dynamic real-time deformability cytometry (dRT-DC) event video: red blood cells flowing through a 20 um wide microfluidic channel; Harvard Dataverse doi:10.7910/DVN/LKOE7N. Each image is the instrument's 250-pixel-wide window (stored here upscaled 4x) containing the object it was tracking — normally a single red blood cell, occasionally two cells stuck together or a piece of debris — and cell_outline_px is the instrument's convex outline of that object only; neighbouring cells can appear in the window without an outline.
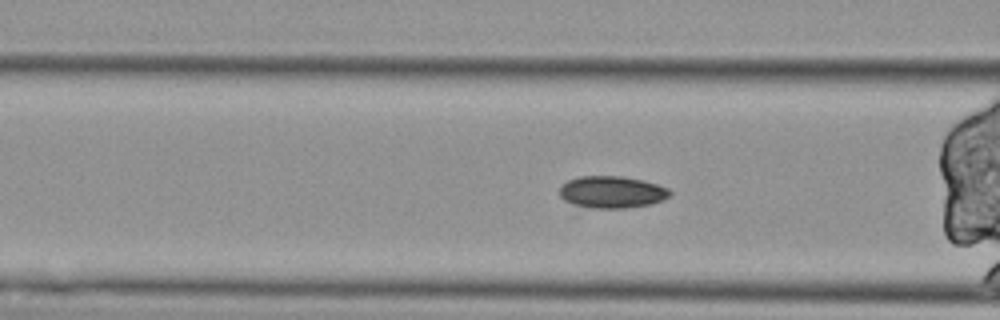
{"species": "Egyptian fruit bat (a non-hibernating species)", "species_latin": "Rousettus aegyptiacus", "temperature_condition": "cold", "stored_images_in_passage": 39, "segment_of_instrument_passage": [2, 2], "camera_frame_rate_fps": 3000, "um_per_image_px": 0.085, "animal": {"sex": "female"}, "frame": {"image": 1, "passage_image": 21, "time_ms": 6.667, "image_size_px": [1000, 320], "cell_outline_px": [[672, 192], [668, 196], [652, 204], [624, 208], [592, 208], [572, 204], [564, 200], [560, 196], [560, 188], [568, 180], [580, 176], [624, 176], [644, 180], [668, 188]], "centroid_in_image_um": [52.0, 16.32], "position_along_channel_um": 114.6, "area_um2": 20.52}}
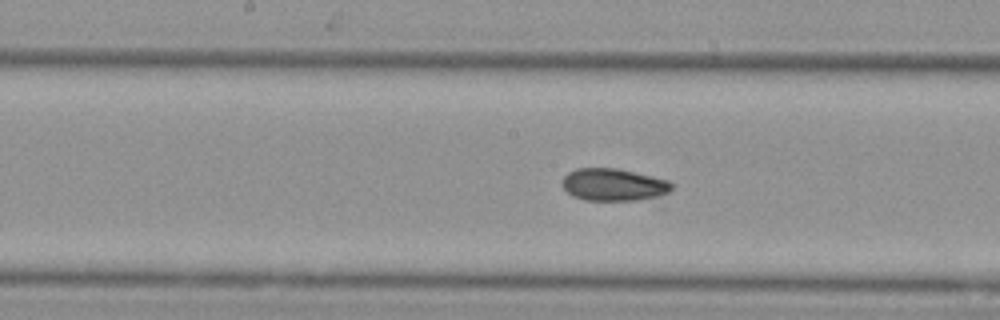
{"frame": {"image": 2, "passage_image": 28, "time_ms": 9.0, "image_size_px": [1000, 320], "cell_outline_px": [[672, 188], [668, 192], [656, 196], [636, 200], [584, 200], [572, 196], [564, 188], [564, 176], [568, 172], [576, 168], [616, 168], [652, 176], [668, 180], [672, 184]], "centroid_in_image_um": [52.13, 15.69], "position_along_channel_um": 196.1, "area_um2": 20.35}}
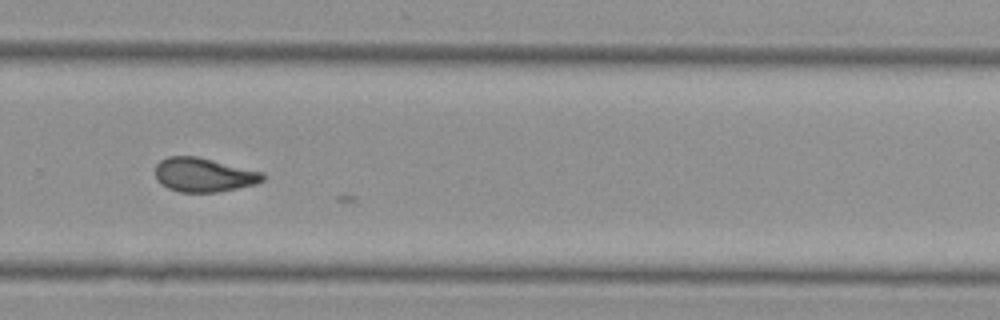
{"frame": {"image": 3, "passage_image": 38, "time_ms": 12.333, "image_size_px": [1000, 320], "cell_outline_px": [[264, 180], [256, 184], [216, 192], [180, 192], [168, 188], [156, 180], [156, 164], [160, 160], [168, 156], [196, 156], [264, 172]], "centroid_in_image_um": [17.31, 14.86], "position_along_channel_um": 312.5, "area_um2": 21.27}}